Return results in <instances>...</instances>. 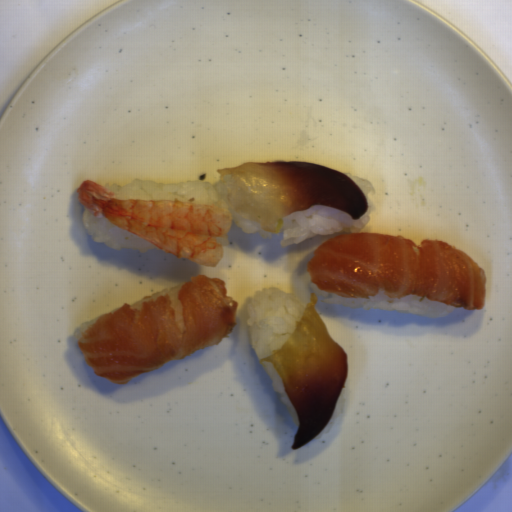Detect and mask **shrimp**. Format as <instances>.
Instances as JSON below:
<instances>
[{"label": "shrimp", "instance_id": "1", "mask_svg": "<svg viewBox=\"0 0 512 512\" xmlns=\"http://www.w3.org/2000/svg\"><path fill=\"white\" fill-rule=\"evenodd\" d=\"M79 202L105 219L158 247L202 267H217L229 245L232 214L228 209L178 199H119L103 185L85 180Z\"/></svg>", "mask_w": 512, "mask_h": 512}]
</instances>
